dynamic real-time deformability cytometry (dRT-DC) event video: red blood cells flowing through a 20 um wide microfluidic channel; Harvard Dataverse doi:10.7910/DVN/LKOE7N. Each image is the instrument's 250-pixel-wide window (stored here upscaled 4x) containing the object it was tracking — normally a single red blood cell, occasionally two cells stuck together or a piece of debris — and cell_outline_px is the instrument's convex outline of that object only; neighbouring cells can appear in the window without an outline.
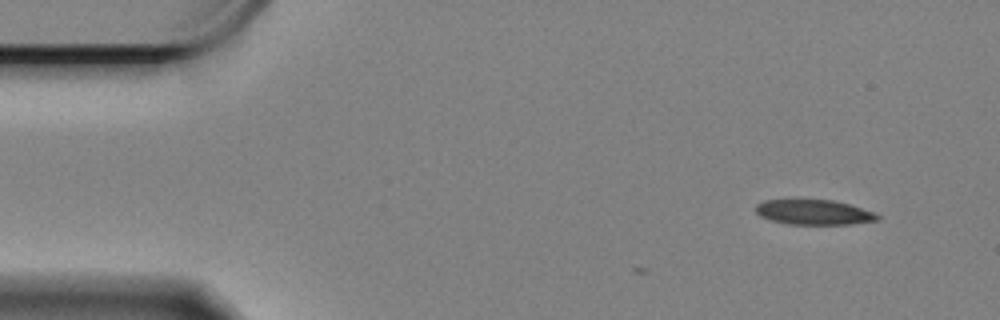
{"species": "Egyptian fruit bat (a non-hibernating species)", "species_latin": "Rousettus aegyptiacus", "temperature_condition": "cold", "stored_images_in_passage": 8, "camera_frame_rate_fps": 3000, "um_per_image_px": 0.085, "animal": {"sex": "female"}, "frame": {"image": 1, "passage_image": 1, "time_ms": 0.0, "image_size_px": [1000, 320], "cell_outline_px": [[880, 220], [848, 224], [788, 224], [772, 220], [760, 216], [756, 212], [756, 204], [764, 200], [832, 200], [848, 204], [872, 212], [880, 216]], "centroid_in_image_um": [69.16, 18.04], "position_along_channel_um": 15.8, "area_um2": 17.46}}